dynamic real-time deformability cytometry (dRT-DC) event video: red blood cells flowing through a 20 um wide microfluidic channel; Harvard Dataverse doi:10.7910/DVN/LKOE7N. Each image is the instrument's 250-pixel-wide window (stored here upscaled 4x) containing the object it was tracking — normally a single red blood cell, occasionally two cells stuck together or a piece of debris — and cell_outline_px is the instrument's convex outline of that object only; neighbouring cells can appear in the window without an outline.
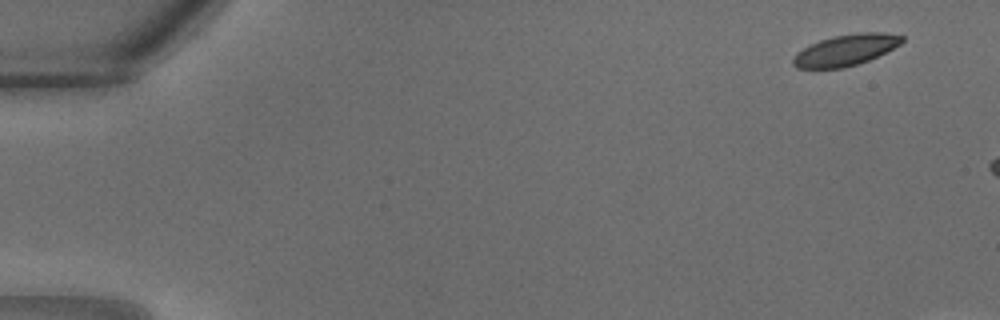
{"species": "common noctule bat (a hibernating species)", "species_latin": "Nyctalus noctula", "temperature_condition": "warm", "stored_images_in_passage": 5, "camera_frame_rate_fps": 3000, "um_per_image_px": 0.085, "animal": {"sex": "male", "body_mass_g": 18.8}, "frame": {"image": 1, "passage_image": 2, "time_ms": 0.333, "image_size_px": [1000, 320], "cell_outline_px": [[904, 40], [900, 44], [868, 60], [844, 68], [796, 68], [792, 64], [792, 60], [796, 52], [820, 40], [836, 36], [860, 32], [880, 32], [904, 36]], "centroid_in_image_um": [71.86, 4.26], "position_along_channel_um": 13.1, "area_um2": 19.42}}